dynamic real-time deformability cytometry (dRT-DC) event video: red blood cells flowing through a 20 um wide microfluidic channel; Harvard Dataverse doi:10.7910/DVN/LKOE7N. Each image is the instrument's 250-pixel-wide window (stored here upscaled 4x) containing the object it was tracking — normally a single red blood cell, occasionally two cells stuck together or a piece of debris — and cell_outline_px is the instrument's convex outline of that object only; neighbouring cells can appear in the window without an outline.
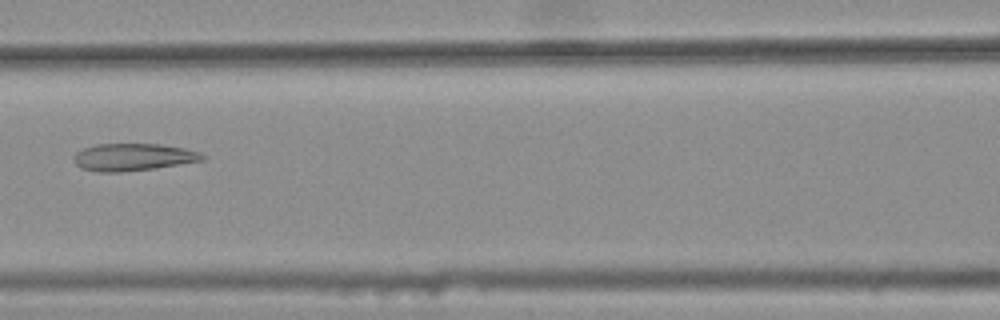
{"species": "common noctule bat (a hibernating species)", "species_latin": "Nyctalus noctula", "temperature_condition": "warm", "stored_images_in_passage": 6, "camera_frame_rate_fps": 3000, "um_per_image_px": 0.085, "animal": {"sex": "female", "body_mass_g": 25.1}, "frame": {"image": 1, "passage_image": 6, "time_ms": 1.667, "image_size_px": [1000, 320], "cell_outline_px": [[208, 156], [204, 160], [156, 168], [120, 172], [96, 172], [80, 168], [72, 160], [72, 156], [76, 152], [84, 148], [96, 144], [160, 144], [184, 148], [200, 152]], "centroid_in_image_um": [11.3, 13.36], "position_along_channel_um": 155.3, "area_um2": 20.69}}